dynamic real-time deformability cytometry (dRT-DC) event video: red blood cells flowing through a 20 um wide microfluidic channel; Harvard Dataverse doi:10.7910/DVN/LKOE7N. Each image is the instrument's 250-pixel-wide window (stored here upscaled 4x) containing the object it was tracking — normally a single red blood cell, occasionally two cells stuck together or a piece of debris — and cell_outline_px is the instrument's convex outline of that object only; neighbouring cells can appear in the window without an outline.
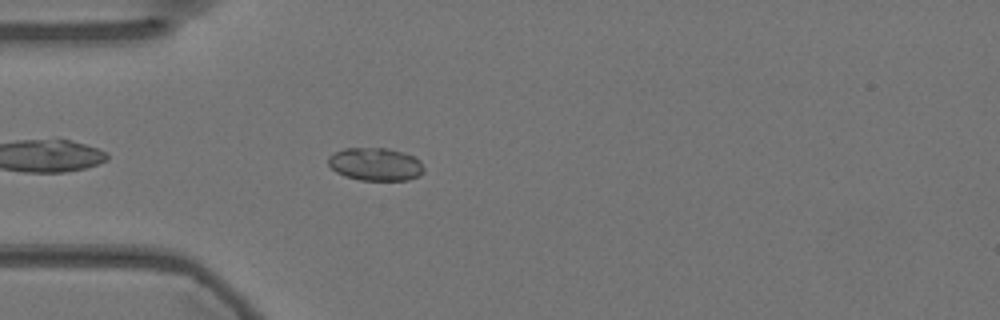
{"species": "Egyptian fruit bat (a non-hibernating species)", "species_latin": "Rousettus aegyptiacus", "temperature_condition": "warm", "stored_images_in_passage": 38, "camera_frame_rate_fps": 3000, "um_per_image_px": 0.085, "animal": {"sex": "female"}, "frame": {"image": 1, "passage_image": 6, "time_ms": 1.667, "image_size_px": [1000, 320], "cell_outline_px": [[424, 172], [420, 176], [408, 180], [360, 180], [344, 176], [336, 172], [328, 164], [328, 156], [344, 148], [388, 148], [412, 156], [420, 160], [424, 168]], "centroid_in_image_um": [31.92, 13.97], "position_along_channel_um": 53.1, "area_um2": 18.38}}
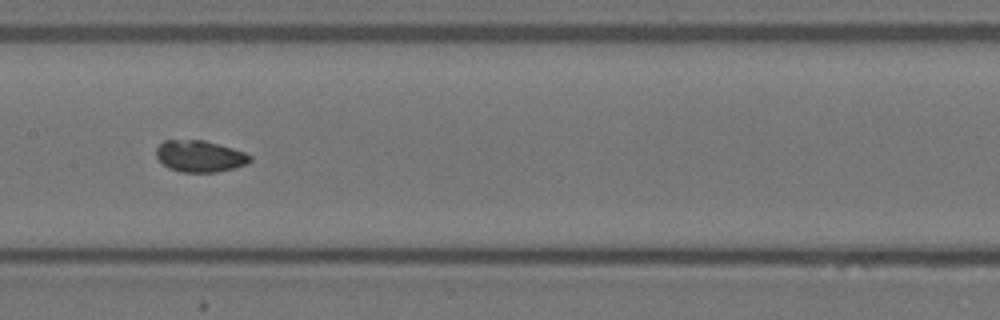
{"frame": {"image": 2, "passage_image": 18, "time_ms": 5.667, "image_size_px": [1000, 320], "cell_outline_px": [[252, 160], [248, 164], [216, 172], [180, 172], [168, 168], [156, 156], [156, 148], [164, 140], [204, 140], [232, 148], [244, 152], [252, 156]], "centroid_in_image_um": [16.99, 13.28], "position_along_channel_um": 190.4, "area_um2": 17.22}}
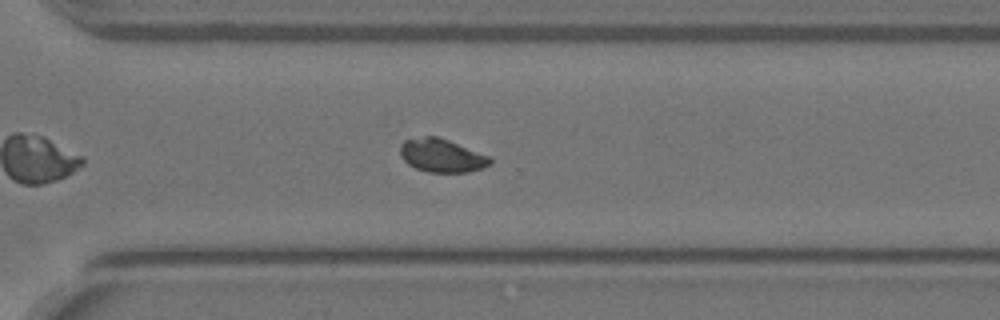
{"frame": {"image": 3, "passage_image": 30, "time_ms": 9.667, "image_size_px": [1000, 320], "cell_outline_px": [[492, 164], [484, 168], [468, 172], [428, 172], [416, 168], [408, 164], [400, 156], [400, 144], [404, 140], [424, 136], [436, 136], [448, 140], [488, 156], [492, 160]], "centroid_in_image_um": [37.53, 13.23], "position_along_channel_um": 333.1, "area_um2": 17.4}, "authors_computed_cell_mechanics": {"area_um2": 17.5134, "velocity_mm_per_s": 3.5827, "shape_relaxation_time_tau1_ms": 5.9552, "shape_relaxation_time_tau2_ms": null, "deformation_change_tau1": 0.0745, "deformation_change_tau2": null}}